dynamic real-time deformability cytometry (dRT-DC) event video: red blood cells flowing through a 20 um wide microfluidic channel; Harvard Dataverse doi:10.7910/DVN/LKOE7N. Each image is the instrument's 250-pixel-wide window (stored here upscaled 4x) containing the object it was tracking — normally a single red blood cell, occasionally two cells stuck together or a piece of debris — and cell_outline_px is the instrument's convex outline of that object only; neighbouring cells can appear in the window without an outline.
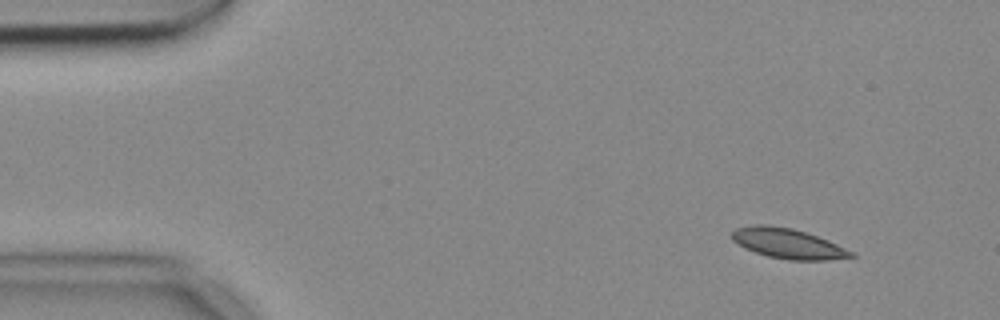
{"species": "common noctule bat (a hibernating species)", "species_latin": "Nyctalus noctula", "temperature_condition": "cold", "stored_images_in_passage": 5, "camera_frame_rate_fps": 3000, "um_per_image_px": 0.085, "animal": {"sex": "female", "body_mass_g": 18.4}, "frame": {"image": 1, "passage_image": 1, "time_ms": 0.0, "image_size_px": [1000, 320], "cell_outline_px": [[856, 256], [828, 260], [788, 260], [768, 256], [744, 248], [732, 240], [732, 232], [736, 228], [756, 224], [768, 224], [792, 228], [828, 240], [856, 252]], "centroid_in_image_um": [66.99, 20.7], "position_along_channel_um": 18.0, "area_um2": 20.92}}
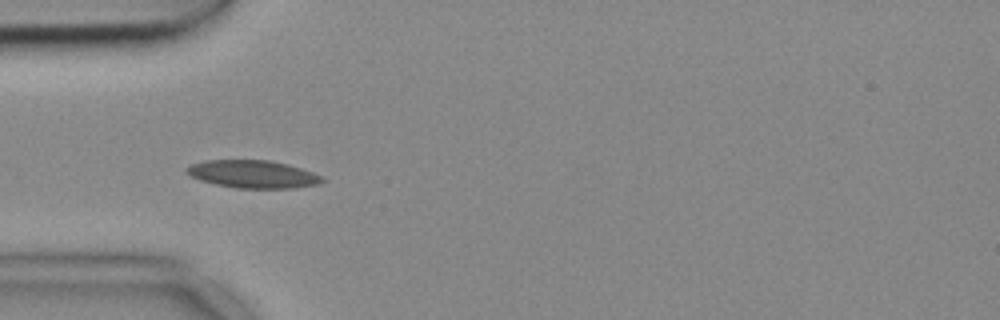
{"frame": {"image": 2, "passage_image": 4, "time_ms": 1.0, "image_size_px": [1000, 320], "cell_outline_px": [[324, 180], [320, 184], [292, 188], [236, 188], [216, 184], [200, 180], [184, 172], [184, 168], [192, 164], [204, 160], [272, 160], [288, 164], [312, 172], [320, 176]], "centroid_in_image_um": [21.47, 14.8], "position_along_channel_um": 63.5, "area_um2": 21.91}}